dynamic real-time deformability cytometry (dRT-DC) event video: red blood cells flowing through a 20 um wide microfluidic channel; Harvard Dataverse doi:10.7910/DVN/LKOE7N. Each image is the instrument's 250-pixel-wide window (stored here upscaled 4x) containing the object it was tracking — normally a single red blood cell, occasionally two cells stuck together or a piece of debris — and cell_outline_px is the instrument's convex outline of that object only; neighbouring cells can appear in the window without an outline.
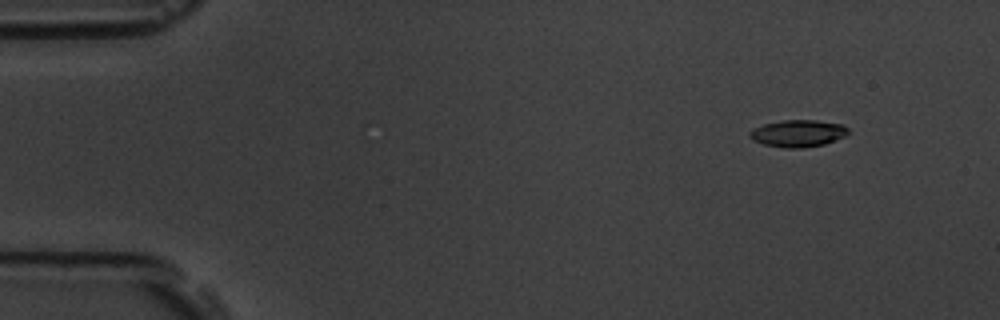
{"species": "common noctule bat (a hibernating species)", "species_latin": "Nyctalus noctula", "temperature_condition": "room temperature", "stored_images_in_passage": 8, "camera_frame_rate_fps": 3000, "um_per_image_px": 0.085, "animal": {"sex": "male", "body_mass_g": 19.5, "forearm_length_mm": 54.6}, "frame": {"image": 1, "passage_image": 1, "time_ms": 0.0, "image_size_px": [1000, 320], "cell_outline_px": [[848, 132], [844, 136], [824, 144], [800, 148], [784, 148], [764, 144], [752, 140], [748, 136], [748, 132], [764, 124], [784, 120], [816, 120], [844, 124], [848, 128]], "centroid_in_image_um": [67.82, 11.33], "position_along_channel_um": 17.2, "area_um2": 15.43}}
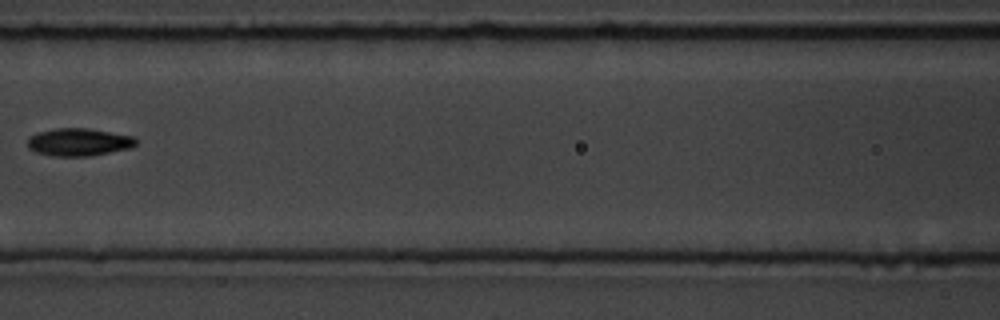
{"frame": {"image": 2, "passage_image": 6, "time_ms": 6.667, "image_size_px": [1000, 320], "cell_outline_px": [[136, 144], [132, 148], [88, 156], [56, 156], [36, 152], [28, 148], [28, 136], [36, 132], [56, 128], [88, 128], [132, 136], [136, 140]], "centroid_in_image_um": [6.67, 12.07], "position_along_channel_um": 159.9, "area_um2": 17.46}}
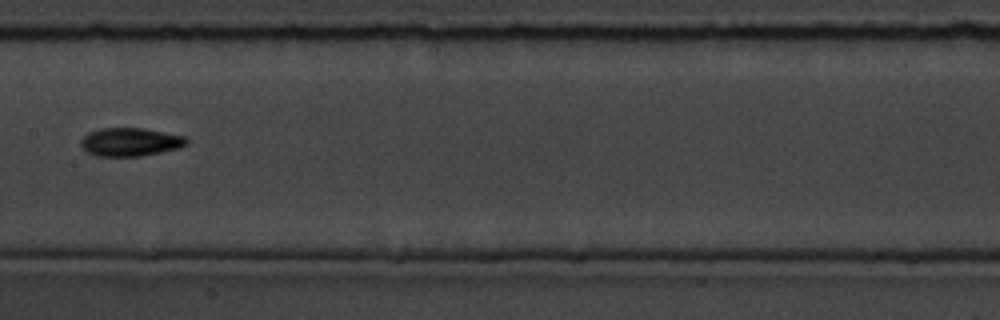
{"frame": {"image": 3, "passage_image": 7, "time_ms": 7.667, "image_size_px": [1000, 320], "cell_outline_px": [[188, 144], [180, 148], [140, 156], [96, 156], [84, 152], [80, 144], [80, 140], [88, 132], [100, 128], [144, 128], [184, 136], [188, 140]], "centroid_in_image_um": [11.04, 12.07], "position_along_channel_um": 196.4, "area_um2": 17.63}}